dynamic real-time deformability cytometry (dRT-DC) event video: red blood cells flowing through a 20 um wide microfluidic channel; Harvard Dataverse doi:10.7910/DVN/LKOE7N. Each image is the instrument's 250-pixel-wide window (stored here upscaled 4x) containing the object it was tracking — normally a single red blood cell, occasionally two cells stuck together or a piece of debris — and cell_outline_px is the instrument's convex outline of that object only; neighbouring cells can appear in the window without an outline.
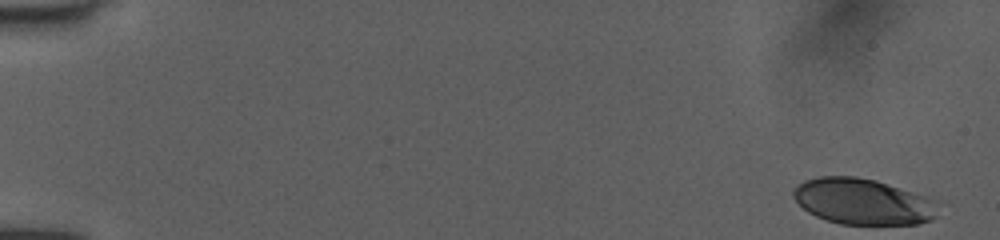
{"species": "human", "species_latin": "Homo sapiens", "temperature_condition": "room temperature", "stored_images_in_passage": 51, "camera_frame_rate_fps": 3000, "um_per_image_px": 0.085, "donor": {"sex": "female"}, "frame": {"image": 1, "passage_image": 1, "time_ms": 0.0, "image_size_px": [1000, 240], "cell_outline_px": [[940, 204], [936, 216], [932, 220], [920, 224], [840, 224], [816, 216], [808, 212], [792, 196], [792, 192], [804, 180], [820, 176], [856, 176], [876, 180], [928, 196], [940, 200]], "centroid_in_image_um": [73.43, 17.13], "position_along_channel_um": 11.6, "area_um2": 39.19}}
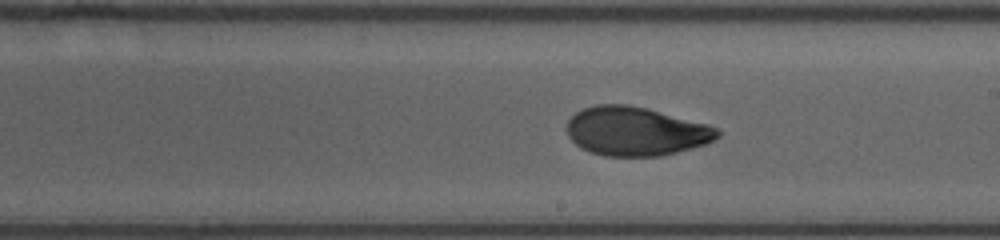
{"frame": {"image": 2, "passage_image": 30, "time_ms": 9.667, "image_size_px": [1000, 240], "cell_outline_px": [[720, 136], [704, 144], [676, 152], [660, 156], [604, 156], [580, 148], [568, 136], [568, 120], [576, 112], [584, 108], [596, 104], [628, 104], [708, 124], [716, 128], [720, 132]], "centroid_in_image_um": [54.02, 11.16], "position_along_channel_um": 235.0, "area_um2": 42.48}}
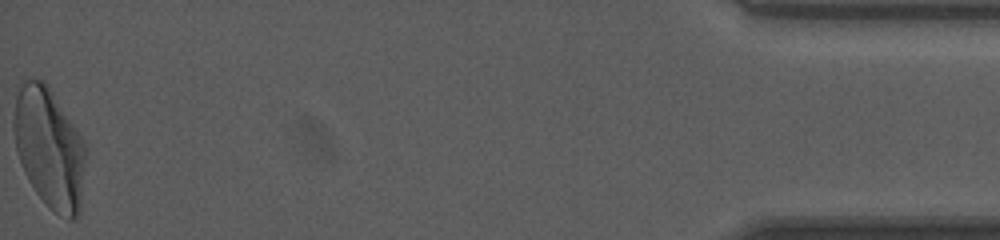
{"frame": {"image": 3, "passage_image": 51, "time_ms": 16.667, "image_size_px": [1000, 240], "cell_outline_px": [[88, 152], [80, 212], [72, 220], [68, 220], [52, 212], [48, 208], [36, 192], [28, 180], [24, 172], [16, 148], [12, 128], [12, 120], [16, 84], [28, 80], [44, 80], [48, 84], [88, 144]], "centroid_in_image_um": [4.22, 12.57], "position_along_channel_um": 431.0, "area_um2": 52.19}, "authors_computed_cell_mechanics": {"area_um2": 42.483, "velocity_mm_per_s": 4.044, "shape_relaxation_time_tau1_ms": 5.3816, "shape_relaxation_time_tau2_ms": 1.5041, "deformation_change_tau1": 0.1981, "deformation_change_tau2": 0.0647}}